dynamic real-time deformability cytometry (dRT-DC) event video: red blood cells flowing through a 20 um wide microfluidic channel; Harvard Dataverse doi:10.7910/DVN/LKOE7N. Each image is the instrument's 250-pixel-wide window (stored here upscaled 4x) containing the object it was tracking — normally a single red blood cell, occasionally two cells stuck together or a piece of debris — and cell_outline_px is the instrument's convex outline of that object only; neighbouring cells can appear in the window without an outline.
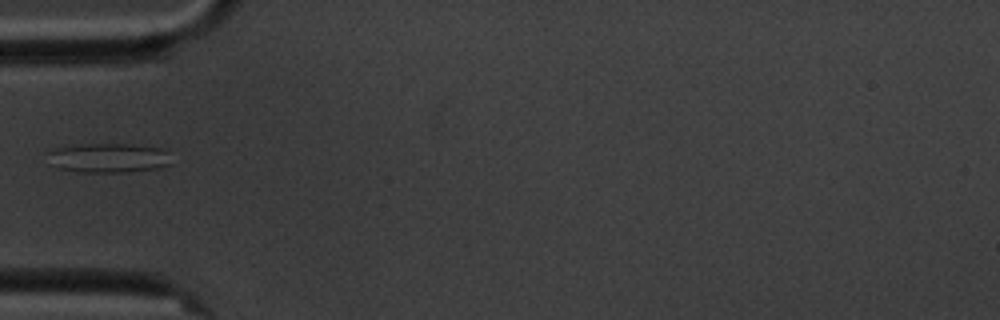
{"species": "common noctule bat (a hibernating species)", "species_latin": "Nyctalus noctula", "temperature_condition": "cold", "stored_images_in_passage": 6, "camera_frame_rate_fps": 3000, "um_per_image_px": 0.085, "animal": {"sex": "male", "body_mass_g": 20.1, "forearm_length_mm": 53.5}, "frame": {"image": 1, "passage_image": 6, "time_ms": 5.667, "image_size_px": [1000, 320], "cell_outline_px": [[172, 164], [156, 168], [128, 172], [80, 172], [60, 168], [52, 164], [44, 152], [56, 148], [80, 144], [132, 144], [160, 148], [168, 152]], "centroid_in_image_um": [9.21, 13.41], "position_along_channel_um": 75.8, "area_um2": 21.33}}